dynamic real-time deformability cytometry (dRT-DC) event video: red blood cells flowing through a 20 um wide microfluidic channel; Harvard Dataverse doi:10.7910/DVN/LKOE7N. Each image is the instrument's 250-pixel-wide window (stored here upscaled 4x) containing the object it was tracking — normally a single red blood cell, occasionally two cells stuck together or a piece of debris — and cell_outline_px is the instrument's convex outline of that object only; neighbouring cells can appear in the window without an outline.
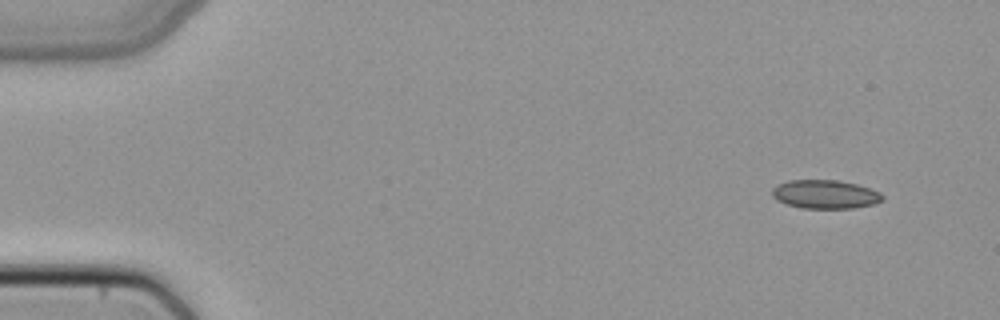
{"species": "common noctule bat (a hibernating species)", "species_latin": "Nyctalus noctula", "temperature_condition": "cold", "stored_images_in_passage": 50, "camera_frame_rate_fps": 3000, "um_per_image_px": 0.085, "animal": {"sex": "female", "body_mass_g": 22.7, "forearm_length_mm": 54.2}, "frame": {"image": 1, "passage_image": 4, "time_ms": 1.0, "image_size_px": [1000, 320], "cell_outline_px": [[884, 200], [876, 204], [852, 208], [800, 208], [776, 200], [772, 196], [772, 188], [776, 184], [788, 180], [836, 180], [856, 184], [880, 192], [884, 196]], "centroid_in_image_um": [70.13, 16.51], "position_along_channel_um": 14.9, "area_um2": 18.55}}
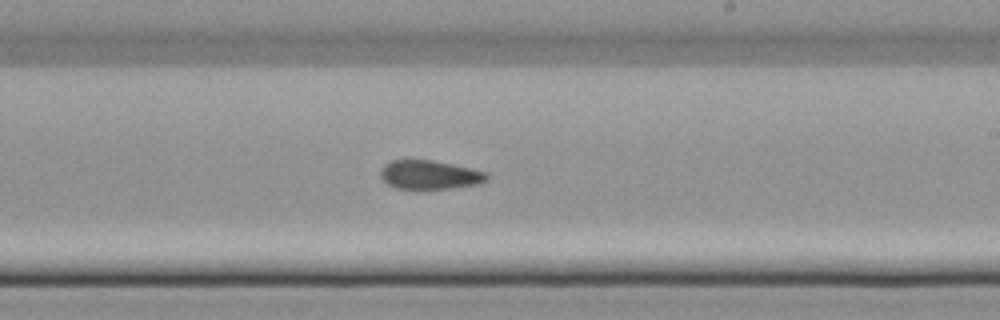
{"frame": {"image": 2, "passage_image": 30, "time_ms": 9.667, "image_size_px": [1000, 320], "cell_outline_px": [[488, 180], [480, 184], [452, 188], [396, 188], [388, 184], [380, 176], [380, 168], [384, 164], [392, 160], [432, 160], [472, 168], [488, 172]], "centroid_in_image_um": [36.55, 14.85], "position_along_channel_um": 252.4, "area_um2": 17.92}}
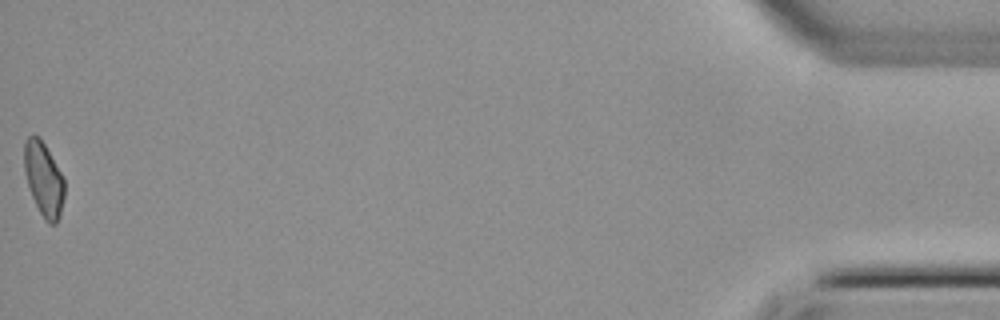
{"frame": {"image": 3, "passage_image": 50, "time_ms": 16.333, "image_size_px": [1000, 320], "cell_outline_px": [[64, 196], [60, 216], [56, 224], [48, 224], [44, 220], [32, 196], [24, 172], [24, 140], [32, 132], [40, 136], [60, 172], [64, 180]], "centroid_in_image_um": [3.7, 15.2], "position_along_channel_um": 431.5, "area_um2": 17.4}}